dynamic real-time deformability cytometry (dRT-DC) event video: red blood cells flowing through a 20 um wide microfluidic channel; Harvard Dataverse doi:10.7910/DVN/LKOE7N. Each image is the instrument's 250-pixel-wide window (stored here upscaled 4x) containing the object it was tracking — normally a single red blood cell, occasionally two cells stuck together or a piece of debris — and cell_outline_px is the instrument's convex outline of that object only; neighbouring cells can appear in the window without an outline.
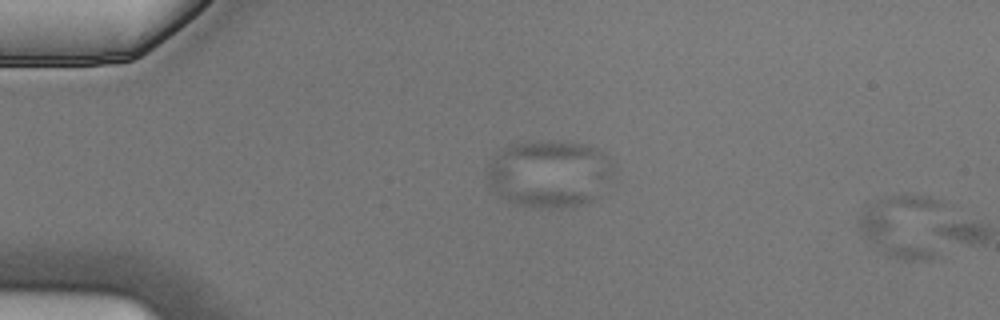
{"species": "Egyptian fruit bat (a non-hibernating species)", "species_latin": "Rousettus aegyptiacus", "temperature_condition": "cold", "stored_images_in_passage": 3, "camera_frame_rate_fps": 3000, "um_per_image_px": 0.085, "animal": {"sex": "male"}, "frame": {"image": 1, "passage_image": 3, "time_ms": 0.667, "image_size_px": [1000, 320], "cell_outline_px": [[944, 204], [936, 256], [928, 260], [904, 260], [884, 252], [864, 236], [860, 232], [860, 216], [872, 200], [880, 196], [928, 196], [940, 200]], "centroid_in_image_um": [76.84, 19.19], "position_along_channel_um": 8.2, "area_um2": 31.85}}